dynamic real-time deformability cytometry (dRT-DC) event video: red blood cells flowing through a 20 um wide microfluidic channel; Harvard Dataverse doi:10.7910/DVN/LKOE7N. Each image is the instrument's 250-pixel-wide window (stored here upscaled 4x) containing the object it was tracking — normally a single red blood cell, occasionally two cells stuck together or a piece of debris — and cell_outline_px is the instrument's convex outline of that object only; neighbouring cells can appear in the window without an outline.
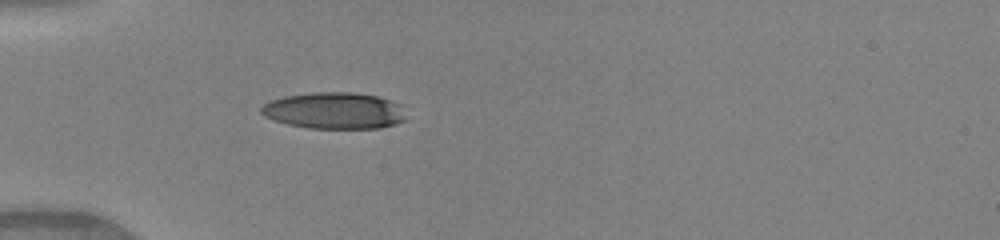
{"species": "human", "species_latin": "Homo sapiens", "temperature_condition": "warm", "stored_images_in_passage": 35, "camera_frame_rate_fps": 3000, "um_per_image_px": 0.085, "donor": {"sex": "female"}, "frame": {"image": 1, "passage_image": 1, "time_ms": 0.0, "image_size_px": [1000, 240], "cell_outline_px": [[404, 120], [396, 124], [380, 128], [308, 128], [288, 124], [264, 116], [260, 112], [260, 108], [264, 104], [272, 100], [284, 96], [312, 92], [352, 92], [376, 96], [400, 104], [404, 116]], "centroid_in_image_um": [28.39, 9.4], "position_along_channel_um": 56.6, "area_um2": 30.63}}
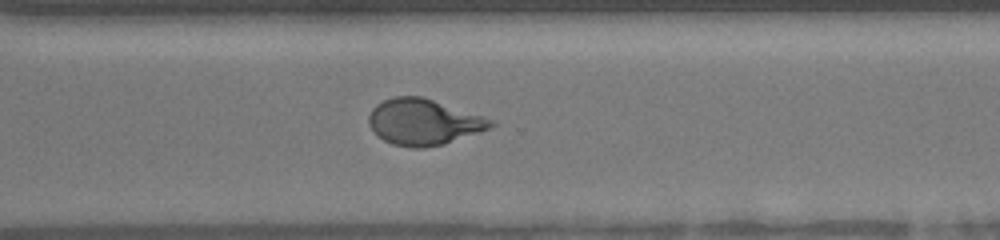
{"frame": {"image": 2, "passage_image": 22, "time_ms": 7.0, "image_size_px": [1000, 240], "cell_outline_px": [[496, 124], [488, 128], [444, 144], [424, 148], [412, 148], [392, 144], [384, 140], [368, 124], [368, 116], [372, 108], [376, 104], [392, 96], [420, 96], [484, 116], [492, 120]], "centroid_in_image_um": [35.97, 10.36], "position_along_channel_um": 334.6, "area_um2": 32.37}}
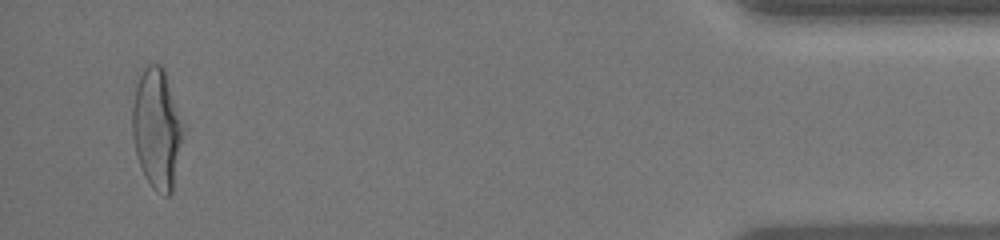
{"frame": {"image": 3, "passage_image": 33, "time_ms": 10.667, "image_size_px": [1000, 240], "cell_outline_px": [[184, 136], [172, 192], [168, 196], [164, 196], [156, 192], [152, 188], [144, 176], [136, 152], [132, 136], [132, 108], [136, 84], [144, 68], [148, 64], [160, 64], [164, 72], [184, 124]], "centroid_in_image_um": [13.34, 10.99], "position_along_channel_um": 421.9, "area_um2": 35.6}, "authors_computed_cell_mechanics": {"area_um2": 32.7148, "velocity_mm_per_s": 4.1344, "shape_relaxation_time_tau1_ms": 4.1118, "shape_relaxation_time_tau2_ms": null, "deformation_change_tau1": 0.2241, "deformation_change_tau2": null}}